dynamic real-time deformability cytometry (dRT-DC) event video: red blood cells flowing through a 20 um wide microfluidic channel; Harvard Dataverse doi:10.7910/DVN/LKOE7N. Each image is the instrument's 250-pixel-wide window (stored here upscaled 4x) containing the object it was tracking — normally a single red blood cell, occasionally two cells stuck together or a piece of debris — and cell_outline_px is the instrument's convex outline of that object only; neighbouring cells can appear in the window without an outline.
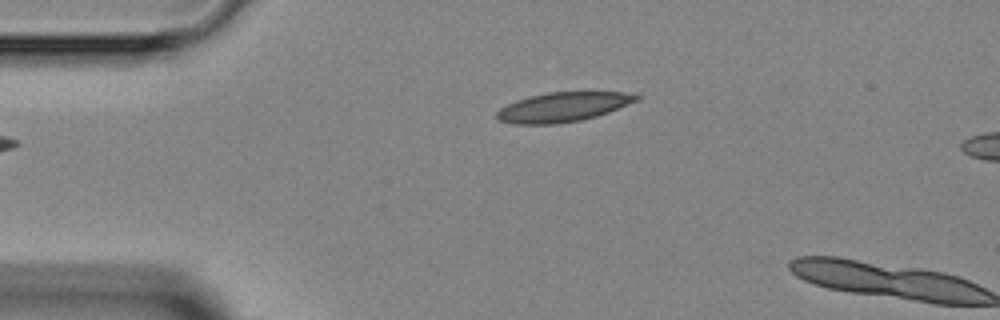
{"species": "Egyptian fruit bat (a non-hibernating species)", "species_latin": "Rousettus aegyptiacus", "temperature_condition": "room temperature", "stored_images_in_passage": 4, "camera_frame_rate_fps": 3000, "um_per_image_px": 0.085, "animal": {"sex": "female"}, "frame": {"image": 1, "passage_image": 4, "time_ms": 3.333, "image_size_px": [1000, 320], "cell_outline_px": [[640, 100], [608, 112], [596, 116], [580, 120], [556, 124], [516, 124], [500, 120], [496, 116], [496, 112], [500, 108], [516, 100], [528, 96], [548, 92], [624, 92], [640, 96]], "centroid_in_image_um": [47.85, 9.09], "position_along_channel_um": 37.1, "area_um2": 23.87}}